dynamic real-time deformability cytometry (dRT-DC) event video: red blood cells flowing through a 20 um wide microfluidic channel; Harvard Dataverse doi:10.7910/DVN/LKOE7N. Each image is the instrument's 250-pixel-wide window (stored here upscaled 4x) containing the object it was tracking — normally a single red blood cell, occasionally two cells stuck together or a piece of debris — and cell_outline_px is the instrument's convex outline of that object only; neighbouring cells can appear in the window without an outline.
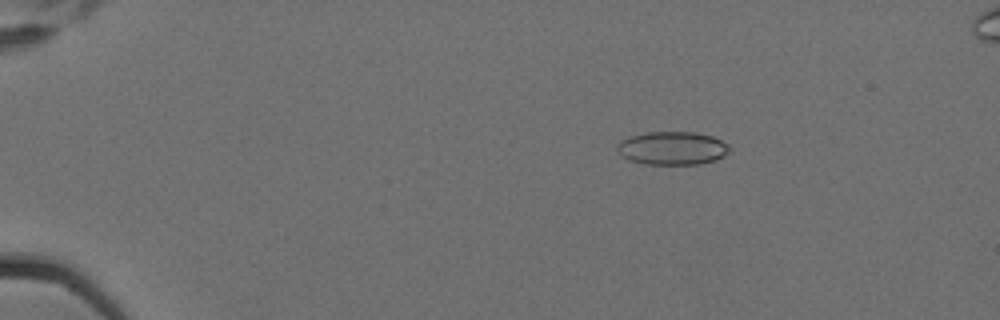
{"species": "Egyptian fruit bat (a non-hibernating species)", "species_latin": "Rousettus aegyptiacus", "temperature_condition": "cold", "stored_images_in_passage": 8, "camera_frame_rate_fps": 3000, "um_per_image_px": 0.085, "animal": {"sex": "female"}, "frame": {"image": 1, "passage_image": 2, "time_ms": 0.333, "image_size_px": [1000, 320], "cell_outline_px": [[728, 152], [724, 156], [716, 160], [700, 164], [644, 164], [628, 160], [616, 148], [616, 144], [620, 140], [632, 136], [648, 132], [696, 132], [712, 136], [728, 144]], "centroid_in_image_um": [57.14, 12.6], "position_along_channel_um": 27.9, "area_um2": 21.73}}
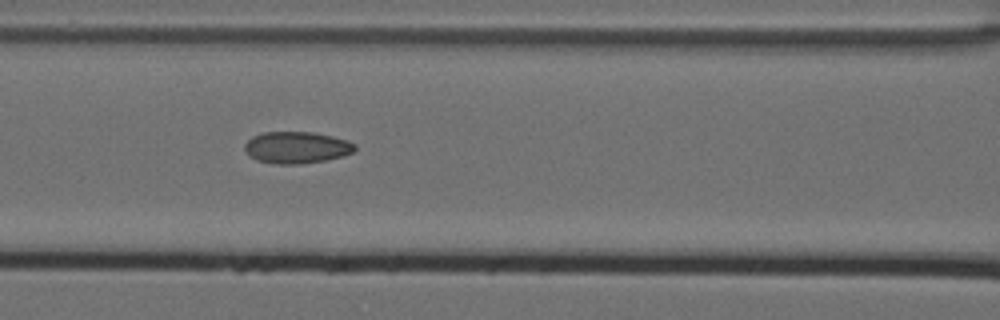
{"frame": {"image": 2, "passage_image": 7, "time_ms": 2.0, "image_size_px": [1000, 320], "cell_outline_px": [[356, 148], [352, 152], [344, 156], [324, 160], [300, 164], [272, 164], [256, 160], [244, 148], [244, 144], [252, 136], [264, 132], [312, 132], [332, 136], [348, 140], [356, 144]], "centroid_in_image_um": [25.22, 12.53], "position_along_channel_um": 141.4, "area_um2": 20.4}}
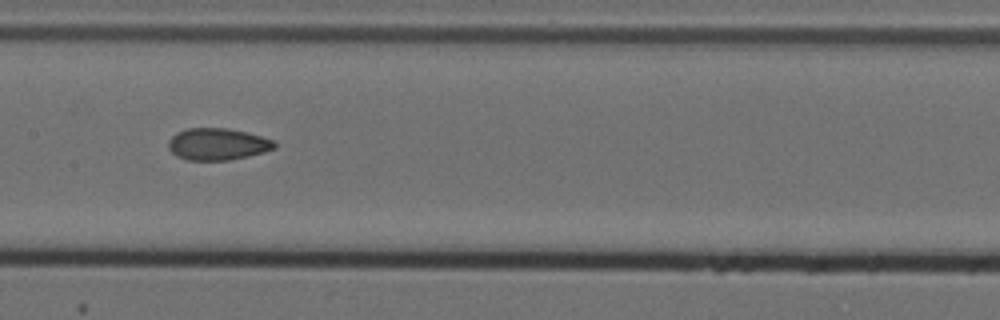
{"frame": {"image": 3, "passage_image": 8, "time_ms": 2.333, "image_size_px": [1000, 320], "cell_outline_px": [[276, 148], [264, 152], [248, 156], [228, 160], [188, 160], [176, 156], [168, 148], [168, 140], [176, 132], [188, 128], [228, 128], [276, 140]], "centroid_in_image_um": [18.49, 12.25], "position_along_channel_um": 188.9, "area_um2": 19.77}}